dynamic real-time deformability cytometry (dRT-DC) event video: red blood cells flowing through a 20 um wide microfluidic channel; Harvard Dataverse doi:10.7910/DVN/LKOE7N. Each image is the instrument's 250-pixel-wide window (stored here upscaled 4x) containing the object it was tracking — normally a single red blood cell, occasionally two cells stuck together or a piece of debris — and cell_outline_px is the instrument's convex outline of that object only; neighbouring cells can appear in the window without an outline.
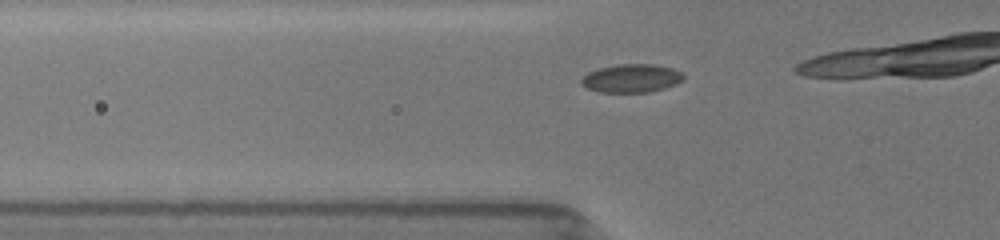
{"species": "common noctule bat (a hibernating species)", "species_latin": "Nyctalus noctula", "temperature_condition": "room temperature", "stored_images_in_passage": 9, "camera_frame_rate_fps": 3000, "um_per_image_px": 0.085, "animal": {"sex": "female", "body_mass_g": 19.5, "forearm_length_mm": 54.1}, "frame": {"image": 1, "passage_image": 4, "time_ms": 1.0, "image_size_px": [1000, 240], "cell_outline_px": [[684, 80], [676, 84], [664, 88], [648, 92], [600, 92], [588, 88], [580, 84], [580, 80], [588, 72], [600, 68], [620, 64], [652, 64], [672, 68], [684, 72]], "centroid_in_image_um": [53.7, 6.65], "position_along_channel_um": 72.1, "area_um2": 16.88}}
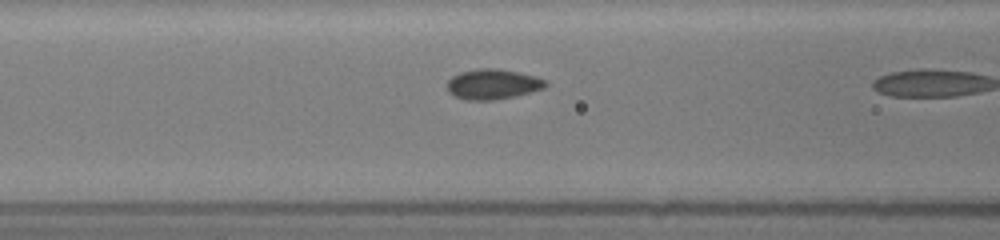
{"frame": {"image": 2, "passage_image": 8, "time_ms": 2.333, "image_size_px": [1000, 240], "cell_outline_px": [[548, 84], [544, 88], [532, 92], [492, 100], [468, 100], [456, 96], [448, 92], [448, 80], [452, 76], [460, 72], [480, 68], [496, 68], [520, 72], [536, 76], [548, 80]], "centroid_in_image_um": [41.92, 7.14], "position_along_channel_um": 124.7, "area_um2": 17.34}}